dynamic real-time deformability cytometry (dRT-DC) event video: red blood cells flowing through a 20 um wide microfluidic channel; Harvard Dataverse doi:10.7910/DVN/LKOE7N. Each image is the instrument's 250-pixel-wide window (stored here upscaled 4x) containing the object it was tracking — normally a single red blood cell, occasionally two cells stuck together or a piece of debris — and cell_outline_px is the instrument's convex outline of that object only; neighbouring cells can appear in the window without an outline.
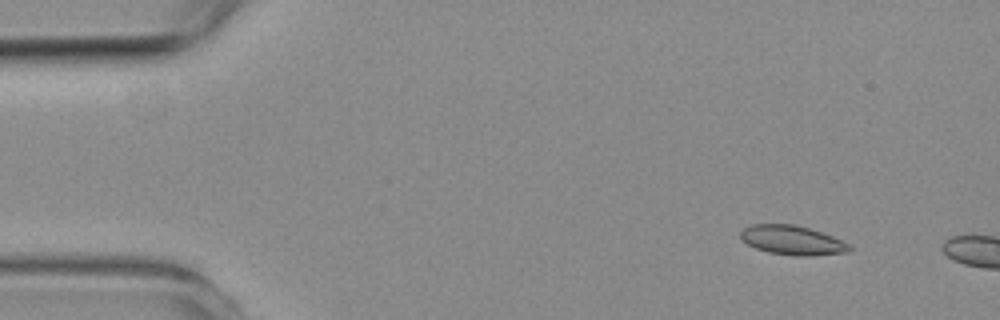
{"species": "common noctule bat (a hibernating species)", "species_latin": "Nyctalus noctula", "temperature_condition": "room temperature", "stored_images_in_passage": 2, "camera_frame_rate_fps": 3000, "um_per_image_px": 0.085, "animal": {"sex": "female", "body_mass_g": 19.3, "forearm_length_mm": 54.1}, "frame": {"image": 1, "passage_image": 1, "time_ms": 0.0, "image_size_px": [1000, 320], "cell_outline_px": [[852, 248], [848, 252], [812, 256], [796, 256], [768, 252], [756, 248], [740, 240], [740, 232], [744, 228], [752, 224], [792, 224], [808, 228], [832, 236], [848, 244]], "centroid_in_image_um": [67.31, 20.42], "position_along_channel_um": 17.7, "area_um2": 18.5}}